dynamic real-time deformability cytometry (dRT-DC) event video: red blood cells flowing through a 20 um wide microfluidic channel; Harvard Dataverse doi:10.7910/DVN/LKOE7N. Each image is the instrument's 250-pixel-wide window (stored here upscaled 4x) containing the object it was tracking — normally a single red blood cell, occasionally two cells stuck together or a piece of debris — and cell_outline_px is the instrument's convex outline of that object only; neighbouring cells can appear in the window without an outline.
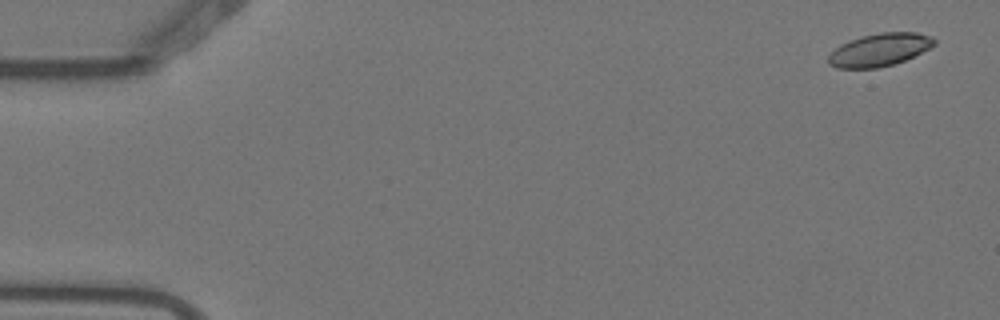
{"species": "Egyptian fruit bat (a non-hibernating species)", "species_latin": "Rousettus aegyptiacus", "temperature_condition": "warm", "stored_images_in_passage": 5, "camera_frame_rate_fps": 3000, "um_per_image_px": 0.085, "animal": {"sex": "female"}, "frame": {"image": 1, "passage_image": 1, "time_ms": 0.0, "image_size_px": [1000, 320], "cell_outline_px": [[936, 44], [904, 60], [892, 64], [876, 68], [836, 68], [828, 64], [828, 56], [840, 44], [864, 36], [880, 32], [916, 32], [932, 36], [936, 40]], "centroid_in_image_um": [74.76, 4.23], "position_along_channel_um": 10.2, "area_um2": 19.94}}
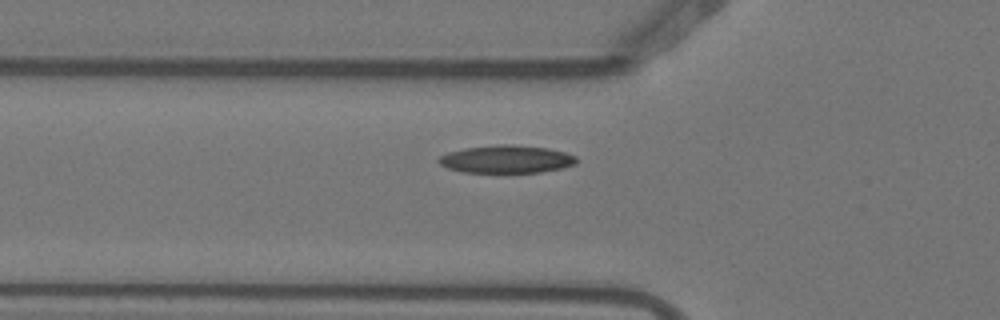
{"frame": {"image": 2, "passage_image": 5, "time_ms": 1.333, "image_size_px": [1000, 320], "cell_outline_px": [[576, 164], [560, 168], [540, 172], [464, 172], [448, 168], [440, 164], [436, 160], [440, 156], [448, 152], [464, 148], [496, 144], [512, 144], [548, 148], [564, 152], [576, 156]], "centroid_in_image_um": [43.02, 13.52], "position_along_channel_um": 82.8, "area_um2": 22.25}}